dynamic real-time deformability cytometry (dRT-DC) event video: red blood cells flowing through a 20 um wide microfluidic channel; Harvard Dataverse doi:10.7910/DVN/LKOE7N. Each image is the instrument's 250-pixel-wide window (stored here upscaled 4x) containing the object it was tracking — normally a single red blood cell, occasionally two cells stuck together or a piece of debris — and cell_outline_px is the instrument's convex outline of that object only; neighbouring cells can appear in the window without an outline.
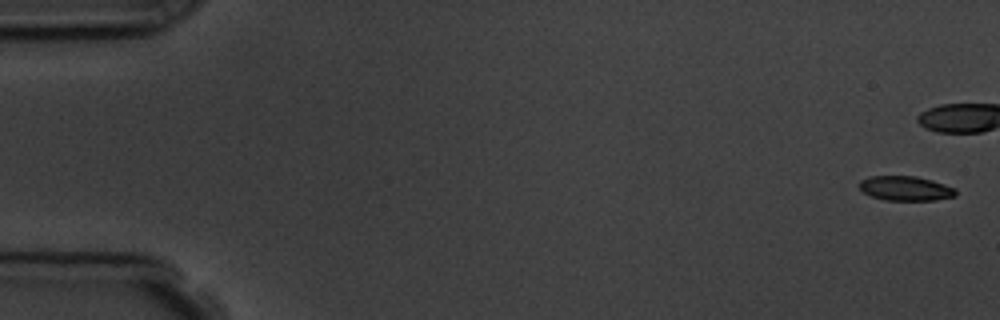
{"species": "common noctule bat (a hibernating species)", "species_latin": "Nyctalus noctula", "temperature_condition": "room temperature", "stored_images_in_passage": 8, "camera_frame_rate_fps": 3000, "um_per_image_px": 0.085, "animal": {"sex": "male", "body_mass_g": 19.5, "forearm_length_mm": 54.6}, "frame": {"image": 1, "passage_image": 1, "time_ms": 0.0, "image_size_px": [1000, 320], "cell_outline_px": [[956, 196], [936, 200], [884, 200], [872, 196], [864, 192], [856, 184], [860, 180], [868, 176], [916, 176], [932, 180], [956, 188]], "centroid_in_image_um": [76.96, 16.0], "position_along_channel_um": 8.0, "area_um2": 13.93}}